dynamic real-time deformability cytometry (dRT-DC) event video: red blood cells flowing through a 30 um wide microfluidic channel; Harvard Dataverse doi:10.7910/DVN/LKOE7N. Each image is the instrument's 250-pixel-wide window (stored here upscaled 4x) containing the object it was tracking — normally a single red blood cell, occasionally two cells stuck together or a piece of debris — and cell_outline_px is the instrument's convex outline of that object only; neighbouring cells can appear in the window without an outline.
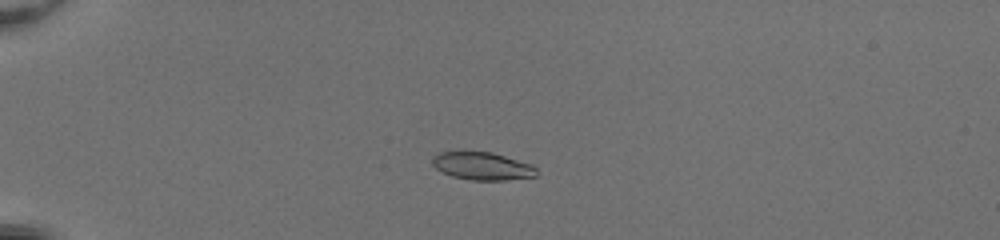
{"species": "common noctule bat (a hibernating species)", "species_latin": "Nyctalus noctula", "temperature_condition": "room temperature", "stored_images_in_passage": 53, "camera_frame_rate_fps": 3000, "um_per_image_px": 0.085, "animal": {"sex": "female", "body_mass_g": 20.0, "forearm_length_mm": 54.0}, "frame": {"image": 1, "passage_image": 16, "time_ms": 5.0, "image_size_px": [1000, 240], "cell_outline_px": [[536, 176], [504, 180], [472, 180], [452, 176], [436, 168], [432, 164], [432, 156], [440, 152], [492, 152], [532, 164], [536, 168]], "centroid_in_image_um": [41.0, 14.11], "position_along_channel_um": 44.0, "area_um2": 16.7}}
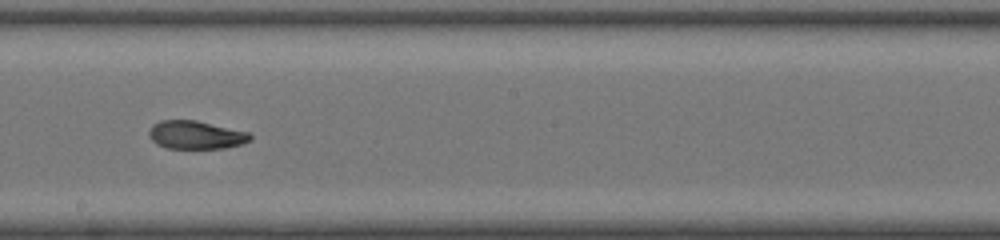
{"frame": {"image": 2, "passage_image": 33, "time_ms": 10.667, "image_size_px": [1000, 240], "cell_outline_px": [[252, 140], [244, 144], [224, 148], [168, 148], [156, 144], [148, 136], [148, 132], [152, 124], [160, 120], [196, 120], [248, 132], [252, 136]], "centroid_in_image_um": [16.64, 11.47], "position_along_channel_um": 231.6, "area_um2": 16.76}}
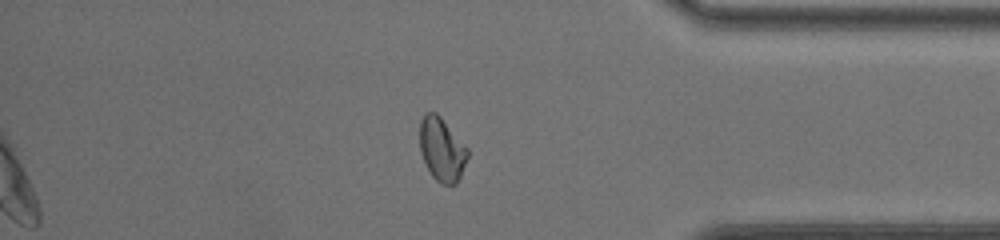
{"frame": {"image": 3, "passage_image": 46, "time_ms": 15.0, "image_size_px": [1000, 240], "cell_outline_px": [[468, 156], [460, 176], [456, 184], [440, 184], [432, 176], [420, 152], [420, 120], [424, 112], [436, 112], [440, 116], [468, 148]], "centroid_in_image_um": [37.54, 12.68], "position_along_channel_um": 397.7, "area_um2": 17.63}, "authors_computed_cell_mechanics": {"area_um2": 17.6868, "velocity_mm_per_s": 4.1877, "shape_relaxation_time_tau1_ms": null, "shape_relaxation_time_tau2_ms": 1.3721, "deformation_change_tau1": null, "deformation_change_tau2": 0.05}}